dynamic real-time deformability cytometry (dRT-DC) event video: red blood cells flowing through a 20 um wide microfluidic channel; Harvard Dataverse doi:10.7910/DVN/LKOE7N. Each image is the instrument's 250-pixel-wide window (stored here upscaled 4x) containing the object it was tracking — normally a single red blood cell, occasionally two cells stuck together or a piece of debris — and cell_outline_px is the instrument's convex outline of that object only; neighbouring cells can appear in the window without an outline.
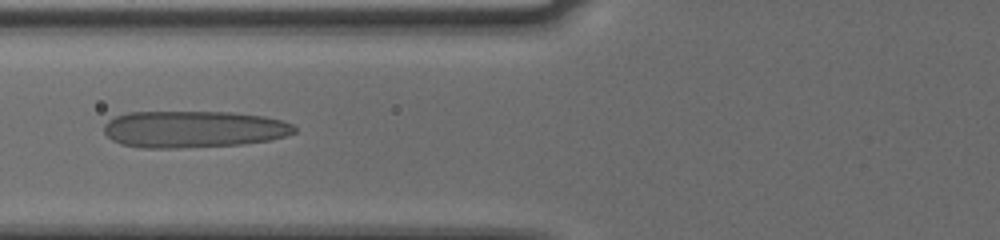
{"species": "human", "species_latin": "Homo sapiens", "temperature_condition": "cold", "stored_images_in_passage": 55, "camera_frame_rate_fps": 3000, "um_per_image_px": 0.085, "donor": {"sex": "male"}, "frame": {"image": 1, "passage_image": 23, "time_ms": 7.333, "image_size_px": [1000, 240], "cell_outline_px": [[296, 132], [284, 136], [268, 140], [240, 144], [180, 148], [144, 148], [120, 144], [112, 140], [104, 132], [104, 124], [108, 120], [116, 116], [128, 112], [232, 112], [264, 116], [280, 120], [292, 124], [296, 128]], "centroid_in_image_um": [16.42, 10.98], "position_along_channel_um": 109.4, "area_um2": 40.86}}
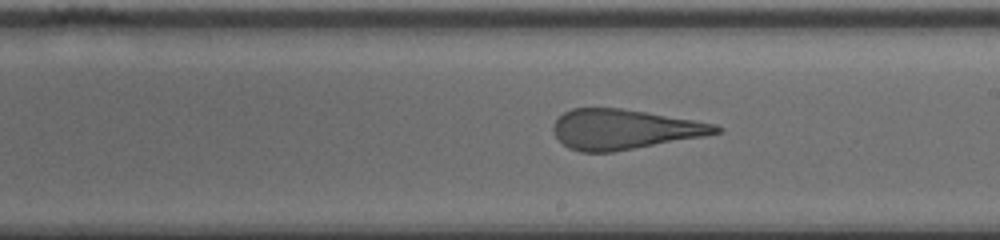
{"frame": {"image": 2, "passage_image": 33, "time_ms": 10.667, "image_size_px": [1000, 240], "cell_outline_px": [[724, 132], [704, 136], [612, 152], [580, 152], [568, 148], [556, 136], [552, 128], [556, 120], [564, 112], [572, 108], [620, 108], [716, 124], [724, 128]], "centroid_in_image_um": [53.06, 11.0], "position_along_channel_um": 235.9, "area_um2": 37.51}}
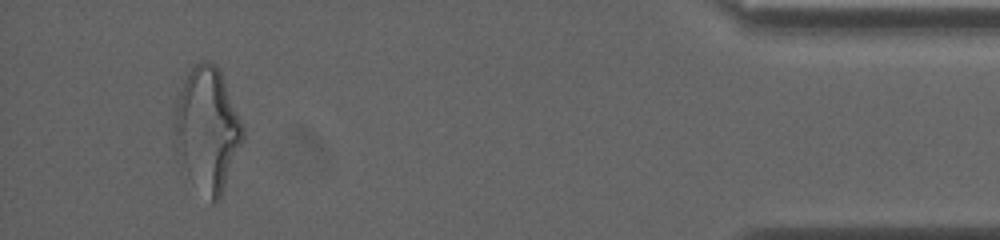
{"frame": {"image": 3, "passage_image": 52, "time_ms": 17.0, "image_size_px": [1000, 240], "cell_outline_px": [[244, 140], [220, 200], [216, 204], [212, 204], [172, 148], [176, 100], [184, 80], [188, 72], [200, 60], [208, 60], [216, 64], [220, 72], [244, 128]], "centroid_in_image_um": [17.62, 10.98], "position_along_channel_um": 417.6, "area_um2": 49.01}, "authors_computed_cell_mechanics": {"area_um2": 40.5178, "velocity_mm_per_s": 3.7809, "shape_relaxation_time_tau1_ms": 9.0113, "shape_relaxation_time_tau2_ms": 1.3888, "deformation_change_tau1": 0.2899, "deformation_change_tau2": 0.1395}}